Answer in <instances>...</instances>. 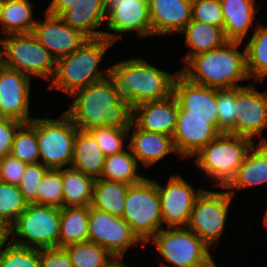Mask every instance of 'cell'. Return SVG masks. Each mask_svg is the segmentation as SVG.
I'll list each match as a JSON object with an SVG mask.
<instances>
[{"label": "cell", "mask_w": 267, "mask_h": 267, "mask_svg": "<svg viewBox=\"0 0 267 267\" xmlns=\"http://www.w3.org/2000/svg\"><path fill=\"white\" fill-rule=\"evenodd\" d=\"M94 181L71 167L62 169L63 207L90 206Z\"/></svg>", "instance_id": "obj_31"}, {"label": "cell", "mask_w": 267, "mask_h": 267, "mask_svg": "<svg viewBox=\"0 0 267 267\" xmlns=\"http://www.w3.org/2000/svg\"><path fill=\"white\" fill-rule=\"evenodd\" d=\"M180 33L185 34L184 44L189 47L185 58L182 56L184 63L193 56L219 48L227 42L224 29L192 19Z\"/></svg>", "instance_id": "obj_27"}, {"label": "cell", "mask_w": 267, "mask_h": 267, "mask_svg": "<svg viewBox=\"0 0 267 267\" xmlns=\"http://www.w3.org/2000/svg\"><path fill=\"white\" fill-rule=\"evenodd\" d=\"M252 139L220 133L194 156V163L216 181L215 186L225 188L237 174L247 151L254 143Z\"/></svg>", "instance_id": "obj_5"}, {"label": "cell", "mask_w": 267, "mask_h": 267, "mask_svg": "<svg viewBox=\"0 0 267 267\" xmlns=\"http://www.w3.org/2000/svg\"><path fill=\"white\" fill-rule=\"evenodd\" d=\"M191 19L224 29L220 0H192Z\"/></svg>", "instance_id": "obj_41"}, {"label": "cell", "mask_w": 267, "mask_h": 267, "mask_svg": "<svg viewBox=\"0 0 267 267\" xmlns=\"http://www.w3.org/2000/svg\"><path fill=\"white\" fill-rule=\"evenodd\" d=\"M105 158V154L94 137L88 131L78 129L73 143V158L70 167L94 179H99Z\"/></svg>", "instance_id": "obj_26"}, {"label": "cell", "mask_w": 267, "mask_h": 267, "mask_svg": "<svg viewBox=\"0 0 267 267\" xmlns=\"http://www.w3.org/2000/svg\"><path fill=\"white\" fill-rule=\"evenodd\" d=\"M157 189L162 222L168 228L187 227L194 202L204 189L195 191L180 175H171L165 187L157 183Z\"/></svg>", "instance_id": "obj_14"}, {"label": "cell", "mask_w": 267, "mask_h": 267, "mask_svg": "<svg viewBox=\"0 0 267 267\" xmlns=\"http://www.w3.org/2000/svg\"><path fill=\"white\" fill-rule=\"evenodd\" d=\"M177 73L173 75L144 59L131 58L110 66L107 77L119 100L134 108L145 102L170 97Z\"/></svg>", "instance_id": "obj_2"}, {"label": "cell", "mask_w": 267, "mask_h": 267, "mask_svg": "<svg viewBox=\"0 0 267 267\" xmlns=\"http://www.w3.org/2000/svg\"><path fill=\"white\" fill-rule=\"evenodd\" d=\"M152 36L180 33L191 21L192 0H148Z\"/></svg>", "instance_id": "obj_21"}, {"label": "cell", "mask_w": 267, "mask_h": 267, "mask_svg": "<svg viewBox=\"0 0 267 267\" xmlns=\"http://www.w3.org/2000/svg\"><path fill=\"white\" fill-rule=\"evenodd\" d=\"M33 4L29 0H2L1 26L8 34L32 33L37 22L33 19Z\"/></svg>", "instance_id": "obj_30"}, {"label": "cell", "mask_w": 267, "mask_h": 267, "mask_svg": "<svg viewBox=\"0 0 267 267\" xmlns=\"http://www.w3.org/2000/svg\"><path fill=\"white\" fill-rule=\"evenodd\" d=\"M233 196L203 190L196 198L187 227L209 247L222 235Z\"/></svg>", "instance_id": "obj_11"}, {"label": "cell", "mask_w": 267, "mask_h": 267, "mask_svg": "<svg viewBox=\"0 0 267 267\" xmlns=\"http://www.w3.org/2000/svg\"><path fill=\"white\" fill-rule=\"evenodd\" d=\"M264 225H265L266 228H267V211H266V213H265V215H264Z\"/></svg>", "instance_id": "obj_50"}, {"label": "cell", "mask_w": 267, "mask_h": 267, "mask_svg": "<svg viewBox=\"0 0 267 267\" xmlns=\"http://www.w3.org/2000/svg\"><path fill=\"white\" fill-rule=\"evenodd\" d=\"M257 145H251L238 168L237 174L230 183L222 189L228 191L233 197L234 189H243L258 184L267 183V139L261 138Z\"/></svg>", "instance_id": "obj_24"}, {"label": "cell", "mask_w": 267, "mask_h": 267, "mask_svg": "<svg viewBox=\"0 0 267 267\" xmlns=\"http://www.w3.org/2000/svg\"><path fill=\"white\" fill-rule=\"evenodd\" d=\"M173 95L185 110V117H218L216 89L195 83L180 71L174 80Z\"/></svg>", "instance_id": "obj_19"}, {"label": "cell", "mask_w": 267, "mask_h": 267, "mask_svg": "<svg viewBox=\"0 0 267 267\" xmlns=\"http://www.w3.org/2000/svg\"><path fill=\"white\" fill-rule=\"evenodd\" d=\"M256 0H220L227 41L242 43L254 24Z\"/></svg>", "instance_id": "obj_25"}, {"label": "cell", "mask_w": 267, "mask_h": 267, "mask_svg": "<svg viewBox=\"0 0 267 267\" xmlns=\"http://www.w3.org/2000/svg\"><path fill=\"white\" fill-rule=\"evenodd\" d=\"M127 149L129 151L123 150L105 158L101 179L133 185L145 178L137 174L139 162H137L128 146Z\"/></svg>", "instance_id": "obj_32"}, {"label": "cell", "mask_w": 267, "mask_h": 267, "mask_svg": "<svg viewBox=\"0 0 267 267\" xmlns=\"http://www.w3.org/2000/svg\"><path fill=\"white\" fill-rule=\"evenodd\" d=\"M71 96L73 103L65 113L79 130L101 126L130 127L132 108L119 100L108 77L75 91Z\"/></svg>", "instance_id": "obj_1"}, {"label": "cell", "mask_w": 267, "mask_h": 267, "mask_svg": "<svg viewBox=\"0 0 267 267\" xmlns=\"http://www.w3.org/2000/svg\"><path fill=\"white\" fill-rule=\"evenodd\" d=\"M1 12H2V0H0V23H1Z\"/></svg>", "instance_id": "obj_51"}, {"label": "cell", "mask_w": 267, "mask_h": 267, "mask_svg": "<svg viewBox=\"0 0 267 267\" xmlns=\"http://www.w3.org/2000/svg\"><path fill=\"white\" fill-rule=\"evenodd\" d=\"M105 248L114 258H123L126 250L140 241L133 234L130 225L121 217L89 206V237Z\"/></svg>", "instance_id": "obj_12"}, {"label": "cell", "mask_w": 267, "mask_h": 267, "mask_svg": "<svg viewBox=\"0 0 267 267\" xmlns=\"http://www.w3.org/2000/svg\"><path fill=\"white\" fill-rule=\"evenodd\" d=\"M2 67H4V46H3V39L2 40L0 39V68Z\"/></svg>", "instance_id": "obj_49"}, {"label": "cell", "mask_w": 267, "mask_h": 267, "mask_svg": "<svg viewBox=\"0 0 267 267\" xmlns=\"http://www.w3.org/2000/svg\"><path fill=\"white\" fill-rule=\"evenodd\" d=\"M218 131L235 135V88L216 89Z\"/></svg>", "instance_id": "obj_39"}, {"label": "cell", "mask_w": 267, "mask_h": 267, "mask_svg": "<svg viewBox=\"0 0 267 267\" xmlns=\"http://www.w3.org/2000/svg\"><path fill=\"white\" fill-rule=\"evenodd\" d=\"M31 78L7 67L0 68V117L29 123Z\"/></svg>", "instance_id": "obj_17"}, {"label": "cell", "mask_w": 267, "mask_h": 267, "mask_svg": "<svg viewBox=\"0 0 267 267\" xmlns=\"http://www.w3.org/2000/svg\"><path fill=\"white\" fill-rule=\"evenodd\" d=\"M10 236H12L11 225L0 220V255L8 247V245L11 244L9 241ZM7 241H9V243Z\"/></svg>", "instance_id": "obj_47"}, {"label": "cell", "mask_w": 267, "mask_h": 267, "mask_svg": "<svg viewBox=\"0 0 267 267\" xmlns=\"http://www.w3.org/2000/svg\"><path fill=\"white\" fill-rule=\"evenodd\" d=\"M219 134L218 117H185V110L179 105L172 138L180 158L194 156Z\"/></svg>", "instance_id": "obj_15"}, {"label": "cell", "mask_w": 267, "mask_h": 267, "mask_svg": "<svg viewBox=\"0 0 267 267\" xmlns=\"http://www.w3.org/2000/svg\"><path fill=\"white\" fill-rule=\"evenodd\" d=\"M4 66L30 77L50 79L57 60L32 33L8 34L3 39Z\"/></svg>", "instance_id": "obj_10"}, {"label": "cell", "mask_w": 267, "mask_h": 267, "mask_svg": "<svg viewBox=\"0 0 267 267\" xmlns=\"http://www.w3.org/2000/svg\"><path fill=\"white\" fill-rule=\"evenodd\" d=\"M0 267H41L40 250L11 242L0 255Z\"/></svg>", "instance_id": "obj_40"}, {"label": "cell", "mask_w": 267, "mask_h": 267, "mask_svg": "<svg viewBox=\"0 0 267 267\" xmlns=\"http://www.w3.org/2000/svg\"><path fill=\"white\" fill-rule=\"evenodd\" d=\"M107 28L104 37L115 43L116 33L136 32L137 37L152 36L148 0H107ZM116 34V35H115Z\"/></svg>", "instance_id": "obj_13"}, {"label": "cell", "mask_w": 267, "mask_h": 267, "mask_svg": "<svg viewBox=\"0 0 267 267\" xmlns=\"http://www.w3.org/2000/svg\"><path fill=\"white\" fill-rule=\"evenodd\" d=\"M48 170L49 168L42 165L41 162L26 165L18 187L28 204H36L37 185Z\"/></svg>", "instance_id": "obj_42"}, {"label": "cell", "mask_w": 267, "mask_h": 267, "mask_svg": "<svg viewBox=\"0 0 267 267\" xmlns=\"http://www.w3.org/2000/svg\"><path fill=\"white\" fill-rule=\"evenodd\" d=\"M64 248L74 267H105L114 259L105 248L91 241L70 244Z\"/></svg>", "instance_id": "obj_34"}, {"label": "cell", "mask_w": 267, "mask_h": 267, "mask_svg": "<svg viewBox=\"0 0 267 267\" xmlns=\"http://www.w3.org/2000/svg\"><path fill=\"white\" fill-rule=\"evenodd\" d=\"M158 253L173 267H214L215 261L205 244L188 227L162 228L150 241ZM161 267H172L160 261Z\"/></svg>", "instance_id": "obj_7"}, {"label": "cell", "mask_w": 267, "mask_h": 267, "mask_svg": "<svg viewBox=\"0 0 267 267\" xmlns=\"http://www.w3.org/2000/svg\"><path fill=\"white\" fill-rule=\"evenodd\" d=\"M60 208L51 205L28 204L11 225L12 243L34 248L59 247Z\"/></svg>", "instance_id": "obj_8"}, {"label": "cell", "mask_w": 267, "mask_h": 267, "mask_svg": "<svg viewBox=\"0 0 267 267\" xmlns=\"http://www.w3.org/2000/svg\"><path fill=\"white\" fill-rule=\"evenodd\" d=\"M122 218L143 248L162 229L161 200L154 179L144 178L129 186Z\"/></svg>", "instance_id": "obj_6"}, {"label": "cell", "mask_w": 267, "mask_h": 267, "mask_svg": "<svg viewBox=\"0 0 267 267\" xmlns=\"http://www.w3.org/2000/svg\"><path fill=\"white\" fill-rule=\"evenodd\" d=\"M78 0H52L46 11L49 14L60 16L65 10L70 9Z\"/></svg>", "instance_id": "obj_46"}, {"label": "cell", "mask_w": 267, "mask_h": 267, "mask_svg": "<svg viewBox=\"0 0 267 267\" xmlns=\"http://www.w3.org/2000/svg\"><path fill=\"white\" fill-rule=\"evenodd\" d=\"M132 129V136L127 146L142 166L149 168L168 153H176L172 136L144 131L133 122L130 124L129 131Z\"/></svg>", "instance_id": "obj_22"}, {"label": "cell", "mask_w": 267, "mask_h": 267, "mask_svg": "<svg viewBox=\"0 0 267 267\" xmlns=\"http://www.w3.org/2000/svg\"><path fill=\"white\" fill-rule=\"evenodd\" d=\"M106 13L107 0H78L59 17L88 39H97L104 37L105 31H97V29L106 19Z\"/></svg>", "instance_id": "obj_23"}, {"label": "cell", "mask_w": 267, "mask_h": 267, "mask_svg": "<svg viewBox=\"0 0 267 267\" xmlns=\"http://www.w3.org/2000/svg\"><path fill=\"white\" fill-rule=\"evenodd\" d=\"M89 206L61 207L59 247L88 241Z\"/></svg>", "instance_id": "obj_28"}, {"label": "cell", "mask_w": 267, "mask_h": 267, "mask_svg": "<svg viewBox=\"0 0 267 267\" xmlns=\"http://www.w3.org/2000/svg\"><path fill=\"white\" fill-rule=\"evenodd\" d=\"M88 132L94 137L98 146L105 154L110 156L122 152L124 141L130 138L129 128L95 127ZM129 137V138H128Z\"/></svg>", "instance_id": "obj_38"}, {"label": "cell", "mask_w": 267, "mask_h": 267, "mask_svg": "<svg viewBox=\"0 0 267 267\" xmlns=\"http://www.w3.org/2000/svg\"><path fill=\"white\" fill-rule=\"evenodd\" d=\"M28 203L16 185L0 181V220L12 225Z\"/></svg>", "instance_id": "obj_37"}, {"label": "cell", "mask_w": 267, "mask_h": 267, "mask_svg": "<svg viewBox=\"0 0 267 267\" xmlns=\"http://www.w3.org/2000/svg\"><path fill=\"white\" fill-rule=\"evenodd\" d=\"M245 52L250 79L254 77V82L263 81L267 76V26L257 23Z\"/></svg>", "instance_id": "obj_33"}, {"label": "cell", "mask_w": 267, "mask_h": 267, "mask_svg": "<svg viewBox=\"0 0 267 267\" xmlns=\"http://www.w3.org/2000/svg\"><path fill=\"white\" fill-rule=\"evenodd\" d=\"M30 123L36 128L39 158L42 165L49 169L71 166L73 143L78 128L70 117L63 112L57 119L34 118Z\"/></svg>", "instance_id": "obj_9"}, {"label": "cell", "mask_w": 267, "mask_h": 267, "mask_svg": "<svg viewBox=\"0 0 267 267\" xmlns=\"http://www.w3.org/2000/svg\"><path fill=\"white\" fill-rule=\"evenodd\" d=\"M36 204L63 207L62 168L45 173L37 185Z\"/></svg>", "instance_id": "obj_36"}, {"label": "cell", "mask_w": 267, "mask_h": 267, "mask_svg": "<svg viewBox=\"0 0 267 267\" xmlns=\"http://www.w3.org/2000/svg\"><path fill=\"white\" fill-rule=\"evenodd\" d=\"M26 165V163L10 154L5 155L0 159V181L18 186L25 172Z\"/></svg>", "instance_id": "obj_43"}, {"label": "cell", "mask_w": 267, "mask_h": 267, "mask_svg": "<svg viewBox=\"0 0 267 267\" xmlns=\"http://www.w3.org/2000/svg\"><path fill=\"white\" fill-rule=\"evenodd\" d=\"M123 258H114L109 264L105 267H129L128 264L122 263Z\"/></svg>", "instance_id": "obj_48"}, {"label": "cell", "mask_w": 267, "mask_h": 267, "mask_svg": "<svg viewBox=\"0 0 267 267\" xmlns=\"http://www.w3.org/2000/svg\"><path fill=\"white\" fill-rule=\"evenodd\" d=\"M178 108L179 103L173 94L163 100L145 102L132 108V122L144 131L173 136Z\"/></svg>", "instance_id": "obj_20"}, {"label": "cell", "mask_w": 267, "mask_h": 267, "mask_svg": "<svg viewBox=\"0 0 267 267\" xmlns=\"http://www.w3.org/2000/svg\"><path fill=\"white\" fill-rule=\"evenodd\" d=\"M129 186L122 182L95 179L90 206L122 218Z\"/></svg>", "instance_id": "obj_29"}, {"label": "cell", "mask_w": 267, "mask_h": 267, "mask_svg": "<svg viewBox=\"0 0 267 267\" xmlns=\"http://www.w3.org/2000/svg\"><path fill=\"white\" fill-rule=\"evenodd\" d=\"M44 14L45 20H37L32 34L56 60L72 54L88 39L80 31L72 29L59 16L47 11Z\"/></svg>", "instance_id": "obj_18"}, {"label": "cell", "mask_w": 267, "mask_h": 267, "mask_svg": "<svg viewBox=\"0 0 267 267\" xmlns=\"http://www.w3.org/2000/svg\"><path fill=\"white\" fill-rule=\"evenodd\" d=\"M41 267H74L64 247L40 249Z\"/></svg>", "instance_id": "obj_44"}, {"label": "cell", "mask_w": 267, "mask_h": 267, "mask_svg": "<svg viewBox=\"0 0 267 267\" xmlns=\"http://www.w3.org/2000/svg\"><path fill=\"white\" fill-rule=\"evenodd\" d=\"M21 124L17 120L0 117V159L10 154L15 133Z\"/></svg>", "instance_id": "obj_45"}, {"label": "cell", "mask_w": 267, "mask_h": 267, "mask_svg": "<svg viewBox=\"0 0 267 267\" xmlns=\"http://www.w3.org/2000/svg\"><path fill=\"white\" fill-rule=\"evenodd\" d=\"M113 44L106 37L87 39L72 54L57 60L56 72L48 88L72 95L77 90L105 79L108 68L100 73L98 64Z\"/></svg>", "instance_id": "obj_4"}, {"label": "cell", "mask_w": 267, "mask_h": 267, "mask_svg": "<svg viewBox=\"0 0 267 267\" xmlns=\"http://www.w3.org/2000/svg\"><path fill=\"white\" fill-rule=\"evenodd\" d=\"M10 155L26 164L40 162L36 128L30 122L22 123L17 128Z\"/></svg>", "instance_id": "obj_35"}, {"label": "cell", "mask_w": 267, "mask_h": 267, "mask_svg": "<svg viewBox=\"0 0 267 267\" xmlns=\"http://www.w3.org/2000/svg\"><path fill=\"white\" fill-rule=\"evenodd\" d=\"M235 110V135L255 141L267 128V93L250 84L235 87Z\"/></svg>", "instance_id": "obj_16"}, {"label": "cell", "mask_w": 267, "mask_h": 267, "mask_svg": "<svg viewBox=\"0 0 267 267\" xmlns=\"http://www.w3.org/2000/svg\"><path fill=\"white\" fill-rule=\"evenodd\" d=\"M240 42L227 41L219 48L191 57L180 72L189 80L214 89L243 87L248 80L246 52L239 51Z\"/></svg>", "instance_id": "obj_3"}]
</instances>
